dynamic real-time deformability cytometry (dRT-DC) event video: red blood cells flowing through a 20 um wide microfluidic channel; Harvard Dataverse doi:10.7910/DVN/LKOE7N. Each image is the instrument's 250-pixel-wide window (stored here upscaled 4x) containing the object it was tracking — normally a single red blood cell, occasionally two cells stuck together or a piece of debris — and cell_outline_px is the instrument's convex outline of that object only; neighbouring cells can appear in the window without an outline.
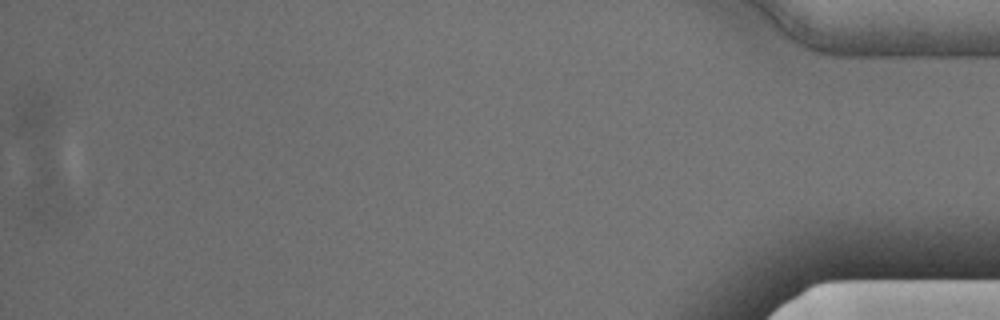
{"species": "Egyptian fruit bat (a non-hibernating species)", "species_latin": "Rousettus aegyptiacus", "temperature_condition": "cold", "stored_images_in_passage": 16, "segment_of_instrument_passage": [2, 2], "camera_frame_rate_fps": 3000, "um_per_image_px": 0.085, "animal": {"sex": "male"}, "frame": {"image": 1, "passage_image": 16, "time_ms": 5.0, "image_size_px": [1000, 320], "cell_outline_px": [[56, 200], [48, 228], [32, 220], [24, 204], [32, 180], [44, 148], [52, 168], [56, 196]], "centroid_in_image_um": [3.56, 16.41], "position_along_channel_um": 431.6, "area_um2": 10.81}}